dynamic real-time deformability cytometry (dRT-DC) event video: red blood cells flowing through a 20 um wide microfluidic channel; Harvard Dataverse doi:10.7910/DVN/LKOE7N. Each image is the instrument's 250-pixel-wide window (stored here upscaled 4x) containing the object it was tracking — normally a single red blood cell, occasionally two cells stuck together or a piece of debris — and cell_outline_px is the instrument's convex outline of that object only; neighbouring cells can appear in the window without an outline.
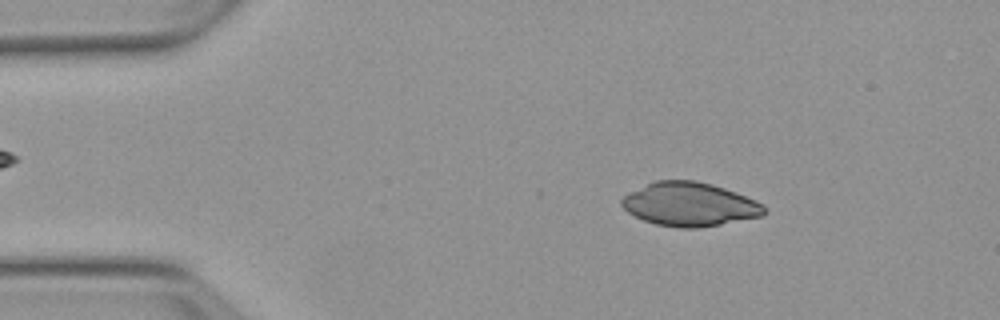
{"species": "Egyptian fruit bat (a non-hibernating species)", "species_latin": "Rousettus aegyptiacus", "temperature_condition": "warm", "stored_images_in_passage": 5, "camera_frame_rate_fps": 3000, "um_per_image_px": 0.085, "animal": {"sex": "female"}, "frame": {"image": 1, "passage_image": 3, "time_ms": 2.333, "image_size_px": [1000, 320], "cell_outline_px": [[768, 212], [764, 216], [720, 224], [696, 228], [680, 228], [656, 224], [644, 220], [628, 212], [620, 204], [620, 200], [624, 196], [656, 180], [696, 180], [712, 184], [736, 192], [756, 200], [764, 204]], "centroid_in_image_um": [58.67, 17.37], "position_along_channel_um": 26.3, "area_um2": 36.24}}